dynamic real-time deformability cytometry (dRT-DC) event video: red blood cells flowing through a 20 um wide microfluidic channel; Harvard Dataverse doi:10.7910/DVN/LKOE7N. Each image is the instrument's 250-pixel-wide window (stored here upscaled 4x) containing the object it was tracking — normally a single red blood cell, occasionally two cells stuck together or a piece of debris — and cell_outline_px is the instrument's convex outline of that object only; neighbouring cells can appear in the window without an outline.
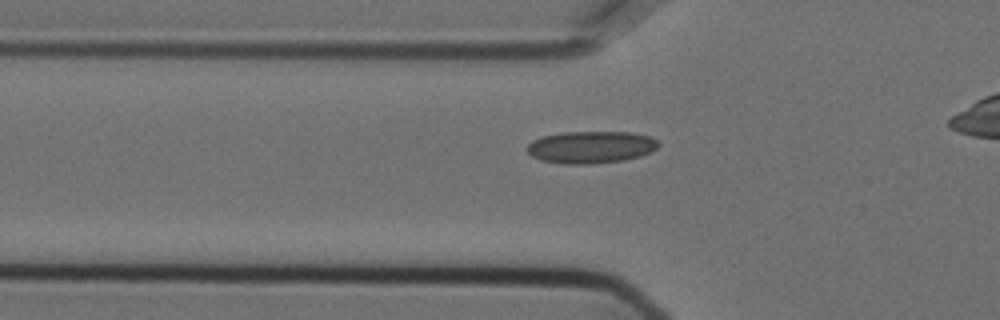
{"species": "Egyptian fruit bat (a non-hibernating species)", "species_latin": "Rousettus aegyptiacus", "temperature_condition": "cold", "stored_images_in_passage": 37, "camera_frame_rate_fps": 3000, "um_per_image_px": 0.085, "animal": {"sex": "female"}, "frame": {"image": 1, "passage_image": 7, "time_ms": 2.0, "image_size_px": [1000, 320], "cell_outline_px": [[660, 144], [652, 152], [640, 156], [624, 160], [592, 164], [564, 164], [540, 160], [532, 156], [524, 148], [532, 140], [540, 136], [564, 132], [632, 132], [648, 136], [656, 140]], "centroid_in_image_um": [50.19, 12.51], "position_along_channel_um": 75.6, "area_um2": 24.85}}
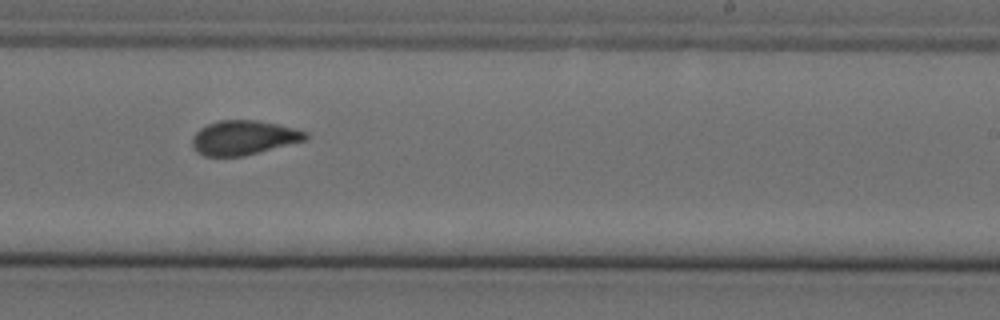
{"frame": {"image": 2, "passage_image": 23, "time_ms": 7.333, "image_size_px": [1000, 320], "cell_outline_px": [[308, 140], [244, 156], [204, 156], [196, 152], [192, 148], [192, 136], [200, 128], [208, 124], [220, 120], [256, 120], [276, 124], [308, 132]], "centroid_in_image_um": [20.7, 11.71], "position_along_channel_um": 268.3, "area_um2": 22.83}}
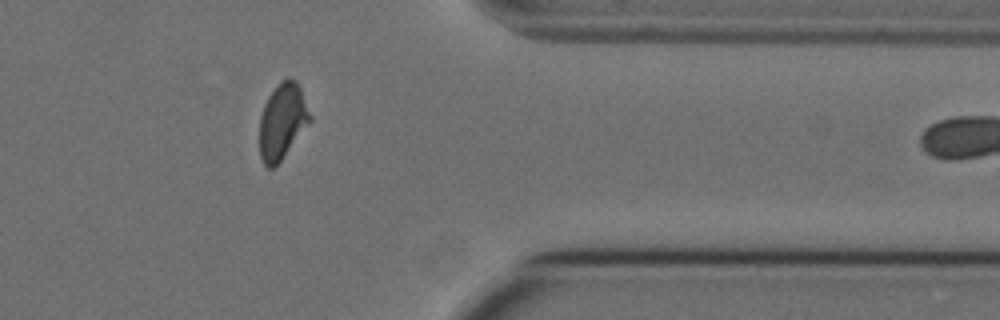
{"frame": {"image": 3, "passage_image": 34, "time_ms": 11.0, "image_size_px": [1000, 320], "cell_outline_px": [[312, 120], [280, 160], [272, 168], [268, 168], [264, 164], [260, 156], [260, 116], [264, 104], [268, 96], [276, 84], [284, 80], [296, 80], [300, 88], [312, 116]], "centroid_in_image_um": [24.0, 10.29], "position_along_channel_um": 387.4, "area_um2": 21.91}}